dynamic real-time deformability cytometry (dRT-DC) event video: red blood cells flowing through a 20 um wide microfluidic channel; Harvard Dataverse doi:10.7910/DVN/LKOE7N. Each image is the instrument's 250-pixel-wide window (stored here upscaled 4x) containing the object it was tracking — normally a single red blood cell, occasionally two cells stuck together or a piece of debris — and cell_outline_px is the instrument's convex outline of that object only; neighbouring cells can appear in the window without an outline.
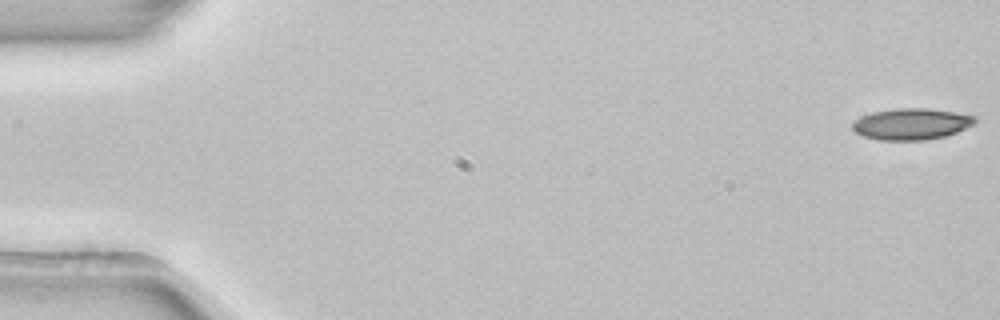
{"species": "common noctule bat (a hibernating species)", "species_latin": "Nyctalus noctula", "temperature_condition": "room temperature", "stored_images_in_passage": 53, "camera_frame_rate_fps": 3000, "um_per_image_px": 0.085, "animal": {"sex": "female", "body_mass_g": 22.7, "forearm_length_mm": 54.2}, "frame": {"image": 1, "passage_image": 1, "time_ms": 0.0, "image_size_px": [1000, 320], "cell_outline_px": [[976, 120], [972, 124], [956, 132], [944, 136], [924, 140], [880, 140], [864, 136], [856, 132], [852, 128], [852, 124], [860, 116], [872, 112], [896, 108], [928, 108], [976, 116]], "centroid_in_image_um": [77.43, 10.53], "position_along_channel_um": 7.6, "area_um2": 22.14}}
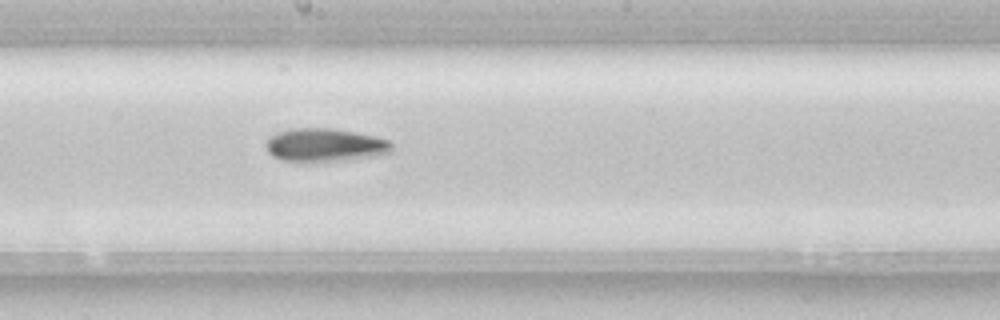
{"frame": {"image": 2, "passage_image": 29, "time_ms": 9.333, "image_size_px": [1000, 320], "cell_outline_px": [[392, 152], [372, 156], [348, 160], [304, 164], [280, 160], [272, 156], [268, 152], [264, 144], [268, 136], [276, 132], [288, 128], [332, 128], [376, 136], [388, 140], [392, 144]], "centroid_in_image_um": [27.53, 12.35], "position_along_channel_um": 220.7, "area_um2": 25.32}}
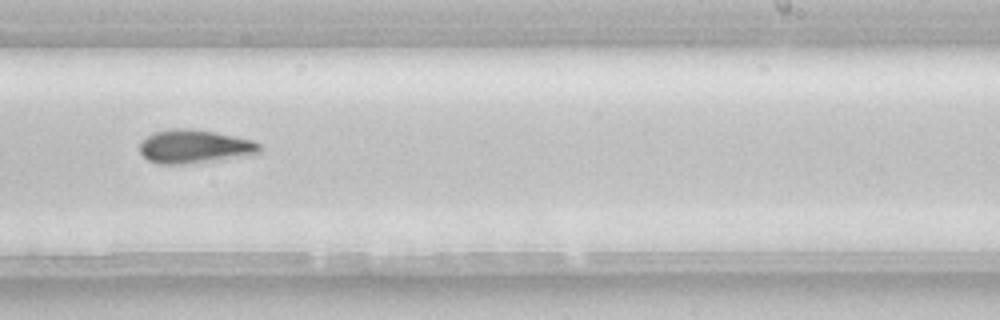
{"frame": {"image": 3, "passage_image": 33, "time_ms": 10.667, "image_size_px": [1000, 320], "cell_outline_px": [[260, 152], [252, 156], [184, 164], [160, 164], [148, 160], [140, 152], [140, 144], [152, 132], [168, 128], [192, 128], [216, 132], [252, 140], [260, 144]], "centroid_in_image_um": [16.56, 12.45], "position_along_channel_um": 272.4, "area_um2": 23.7}, "authors_computed_cell_mechanics": {"area_um2": 22.4842, "velocity_mm_per_s": 3.9154, "shape_relaxation_time_tau1_ms": 4.8901, "shape_relaxation_time_tau2_ms": null, "deformation_change_tau1": 0.136, "deformation_change_tau2": null}}